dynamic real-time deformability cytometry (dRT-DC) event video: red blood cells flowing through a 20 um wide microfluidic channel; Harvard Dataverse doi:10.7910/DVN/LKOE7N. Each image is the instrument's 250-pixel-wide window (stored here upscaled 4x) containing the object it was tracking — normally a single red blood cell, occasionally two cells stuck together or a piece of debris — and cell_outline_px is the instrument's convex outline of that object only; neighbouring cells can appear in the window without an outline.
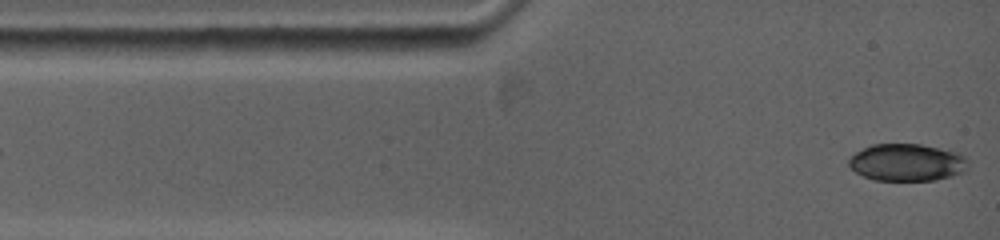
{"species": "common noctule bat (a hibernating species)", "species_latin": "Nyctalus noctula", "temperature_condition": "warm", "stored_images_in_passage": 65, "camera_frame_rate_fps": 5000, "um_per_image_px": 0.085, "animal": {"sex": "female", "body_mass_g": 19.0, "forearm_length_mm": 53.3}, "frame": {"image": 1, "passage_image": 1, "time_ms": 0.0, "image_size_px": [1000, 240], "cell_outline_px": [[968, 168], [964, 172], [952, 176], [936, 180], [876, 180], [864, 176], [856, 172], [848, 164], [848, 160], [856, 152], [872, 144], [920, 144], [960, 152], [964, 156], [968, 164]], "centroid_in_image_um": [77.13, 13.8], "position_along_channel_um": 7.9, "area_um2": 25.89}}
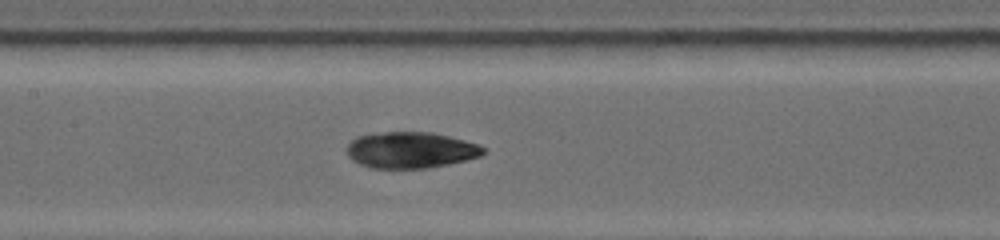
{"frame": {"image": 2, "passage_image": 28, "time_ms": 5.4, "image_size_px": [1000, 240], "cell_outline_px": [[484, 152], [480, 156], [448, 164], [424, 168], [372, 168], [360, 164], [352, 160], [348, 156], [348, 144], [356, 136], [384, 132], [432, 132], [464, 140], [476, 144], [484, 148]], "centroid_in_image_um": [34.87, 12.75], "position_along_channel_um": 172.5, "area_um2": 28.5}}
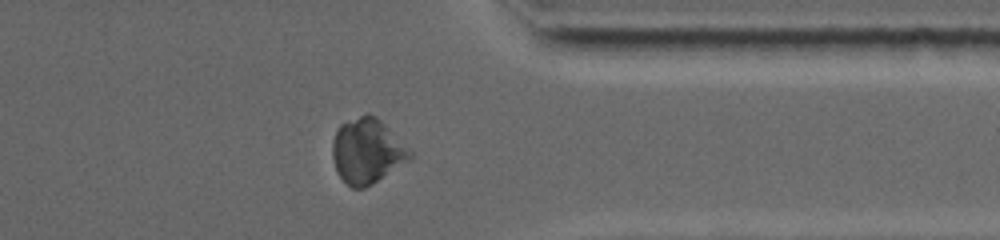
{"frame": {"image": 3, "passage_image": 56, "time_ms": 11.0, "image_size_px": [1000, 240], "cell_outline_px": [[412, 156], [408, 160], [372, 184], [364, 188], [352, 188], [340, 176], [336, 168], [332, 156], [332, 140], [340, 124], [368, 112], [376, 116], [412, 152]], "centroid_in_image_um": [31.17, 12.82], "position_along_channel_um": 380.2, "area_um2": 28.84}, "authors_computed_cell_mechanics": {"area_um2": 28.7266, "velocity_mm_per_s": 3.8329, "shape_relaxation_time_tau1_ms": 9.7829, "shape_relaxation_time_tau2_ms": 1.9864, "deformation_change_tau1": 0.2062, "deformation_change_tau2": 0.0685}}